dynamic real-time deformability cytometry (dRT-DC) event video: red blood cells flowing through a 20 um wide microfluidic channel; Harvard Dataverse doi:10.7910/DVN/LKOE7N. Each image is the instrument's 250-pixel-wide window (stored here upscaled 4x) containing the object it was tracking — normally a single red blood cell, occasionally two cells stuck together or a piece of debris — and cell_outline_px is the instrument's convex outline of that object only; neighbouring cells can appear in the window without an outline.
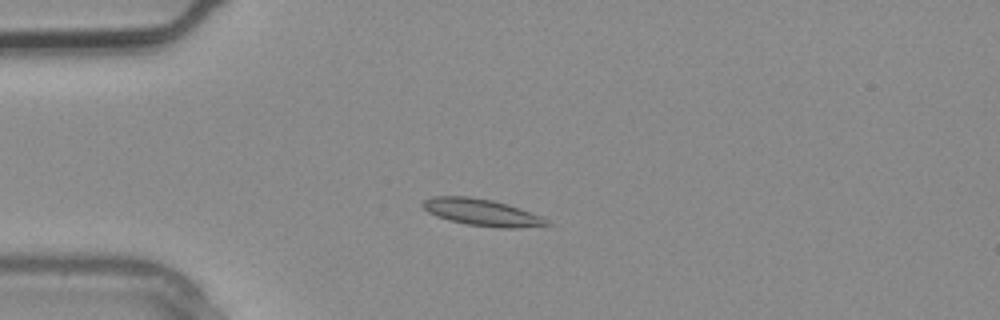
{"species": "common noctule bat (a hibernating species)", "species_latin": "Nyctalus noctula", "temperature_condition": "warm", "stored_images_in_passage": 3, "camera_frame_rate_fps": 3000, "um_per_image_px": 0.085, "animal": {"sex": "male", "body_mass_g": 20.4}, "frame": {"image": 1, "passage_image": 3, "time_ms": 0.667, "image_size_px": [1000, 320], "cell_outline_px": [[552, 224], [516, 228], [500, 228], [468, 224], [448, 220], [436, 216], [428, 212], [420, 204], [424, 200], [432, 196], [468, 196], [492, 200], [508, 204], [520, 208], [540, 216], [548, 220]], "centroid_in_image_um": [40.93, 18.04], "position_along_channel_um": 44.1, "area_um2": 19.31}}